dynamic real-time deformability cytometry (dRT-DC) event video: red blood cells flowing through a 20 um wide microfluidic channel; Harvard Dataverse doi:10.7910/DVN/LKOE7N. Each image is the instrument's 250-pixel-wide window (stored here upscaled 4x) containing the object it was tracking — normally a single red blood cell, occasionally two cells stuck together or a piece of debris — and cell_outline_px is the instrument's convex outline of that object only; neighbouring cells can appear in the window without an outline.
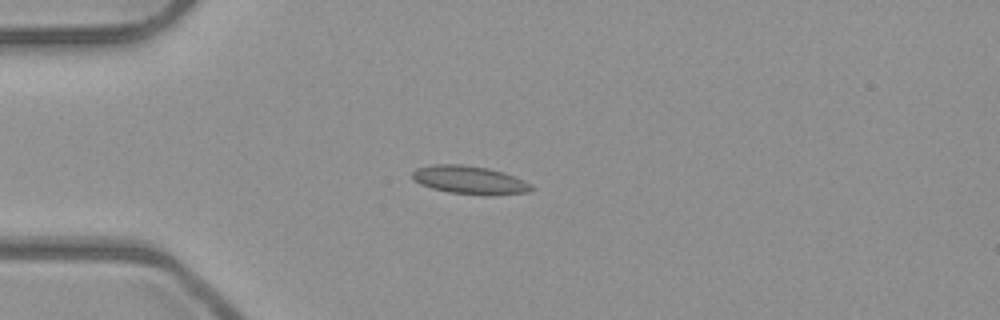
{"species": "common noctule bat (a hibernating species)", "species_latin": "Nyctalus noctula", "temperature_condition": "room temperature", "stored_images_in_passage": 6, "camera_frame_rate_fps": 3000, "um_per_image_px": 0.085, "animal": {"sex": "male", "body_mass_g": 23.1, "forearm_length_mm": 52.7}, "frame": {"image": 1, "passage_image": 3, "time_ms": 0.667, "image_size_px": [1000, 320], "cell_outline_px": [[536, 188], [532, 192], [492, 196], [488, 196], [448, 192], [432, 188], [420, 184], [412, 180], [412, 172], [416, 168], [432, 164], [460, 164], [488, 168], [504, 172], [524, 180], [532, 184]], "centroid_in_image_um": [39.97, 15.31], "position_along_channel_um": 45.0, "area_um2": 20.06}}
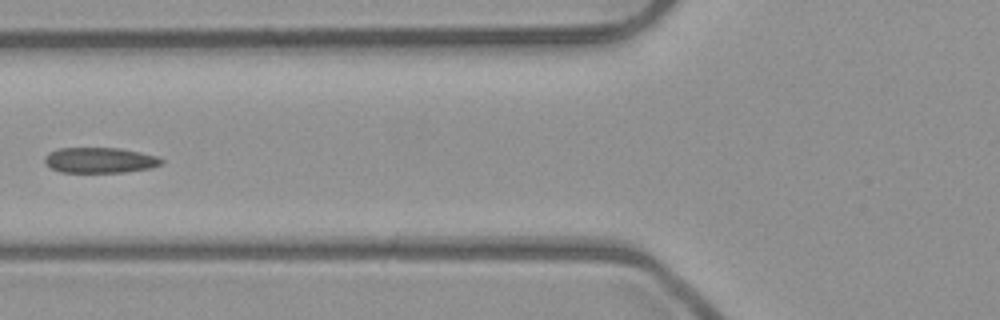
{"frame": {"image": 2, "passage_image": 5, "time_ms": 1.333, "image_size_px": [1000, 320], "cell_outline_px": [[164, 164], [152, 168], [124, 172], [60, 172], [52, 168], [44, 160], [44, 156], [48, 152], [60, 148], [120, 148], [140, 152], [156, 156], [164, 160]], "centroid_in_image_um": [8.52, 13.61], "position_along_channel_um": 117.3, "area_um2": 17.4}}
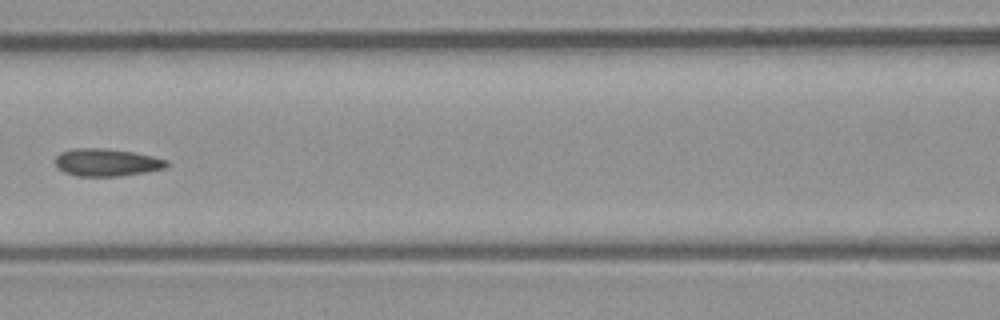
{"frame": {"image": 3, "passage_image": 6, "time_ms": 1.667, "image_size_px": [1000, 320], "cell_outline_px": [[168, 168], [120, 176], [76, 176], [64, 172], [56, 168], [56, 156], [60, 152], [72, 148], [104, 148], [132, 152], [152, 156], [168, 160]], "centroid_in_image_um": [9.05, 13.8], "position_along_channel_um": 157.5, "area_um2": 17.98}}